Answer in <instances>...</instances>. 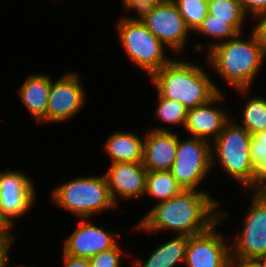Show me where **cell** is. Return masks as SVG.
<instances>
[{
    "label": "cell",
    "instance_id": "6da1fadb",
    "mask_svg": "<svg viewBox=\"0 0 266 267\" xmlns=\"http://www.w3.org/2000/svg\"><path fill=\"white\" fill-rule=\"evenodd\" d=\"M219 203L207 191L183 190L151 207L133 231L156 233L171 230L176 235L189 237L203 233L220 219Z\"/></svg>",
    "mask_w": 266,
    "mask_h": 267
},
{
    "label": "cell",
    "instance_id": "7a4b0ae2",
    "mask_svg": "<svg viewBox=\"0 0 266 267\" xmlns=\"http://www.w3.org/2000/svg\"><path fill=\"white\" fill-rule=\"evenodd\" d=\"M251 30L247 40H243L240 33L206 52L207 66L214 69L226 84L242 95H246L252 87L266 58L265 45L256 31Z\"/></svg>",
    "mask_w": 266,
    "mask_h": 267
},
{
    "label": "cell",
    "instance_id": "3957f363",
    "mask_svg": "<svg viewBox=\"0 0 266 267\" xmlns=\"http://www.w3.org/2000/svg\"><path fill=\"white\" fill-rule=\"evenodd\" d=\"M179 58L150 76L157 95L176 100L189 110L208 103L222 91L203 66Z\"/></svg>",
    "mask_w": 266,
    "mask_h": 267
},
{
    "label": "cell",
    "instance_id": "277c9868",
    "mask_svg": "<svg viewBox=\"0 0 266 267\" xmlns=\"http://www.w3.org/2000/svg\"><path fill=\"white\" fill-rule=\"evenodd\" d=\"M251 136L231 117L220 135L211 142L212 167L218 161L224 173L242 188L257 191V169L250 156Z\"/></svg>",
    "mask_w": 266,
    "mask_h": 267
},
{
    "label": "cell",
    "instance_id": "5b68a950",
    "mask_svg": "<svg viewBox=\"0 0 266 267\" xmlns=\"http://www.w3.org/2000/svg\"><path fill=\"white\" fill-rule=\"evenodd\" d=\"M51 198L58 207L75 214L80 219L117 207L110 195L105 174L80 176L54 187Z\"/></svg>",
    "mask_w": 266,
    "mask_h": 267
},
{
    "label": "cell",
    "instance_id": "8992f818",
    "mask_svg": "<svg viewBox=\"0 0 266 267\" xmlns=\"http://www.w3.org/2000/svg\"><path fill=\"white\" fill-rule=\"evenodd\" d=\"M119 43L134 66L151 76L173 57L165 55V45L137 17L123 16L117 23Z\"/></svg>",
    "mask_w": 266,
    "mask_h": 267
},
{
    "label": "cell",
    "instance_id": "52a82bcc",
    "mask_svg": "<svg viewBox=\"0 0 266 267\" xmlns=\"http://www.w3.org/2000/svg\"><path fill=\"white\" fill-rule=\"evenodd\" d=\"M212 167L211 143L207 140L178 134L176 158L171 174L184 190H199L198 186L209 175Z\"/></svg>",
    "mask_w": 266,
    "mask_h": 267
},
{
    "label": "cell",
    "instance_id": "ba28073f",
    "mask_svg": "<svg viewBox=\"0 0 266 267\" xmlns=\"http://www.w3.org/2000/svg\"><path fill=\"white\" fill-rule=\"evenodd\" d=\"M251 194L243 226L231 243V257L258 259L266 255V191L251 190Z\"/></svg>",
    "mask_w": 266,
    "mask_h": 267
},
{
    "label": "cell",
    "instance_id": "9c48e42d",
    "mask_svg": "<svg viewBox=\"0 0 266 267\" xmlns=\"http://www.w3.org/2000/svg\"><path fill=\"white\" fill-rule=\"evenodd\" d=\"M137 15L167 49L178 54L184 50L191 31L172 0L145 8Z\"/></svg>",
    "mask_w": 266,
    "mask_h": 267
},
{
    "label": "cell",
    "instance_id": "30bf717a",
    "mask_svg": "<svg viewBox=\"0 0 266 267\" xmlns=\"http://www.w3.org/2000/svg\"><path fill=\"white\" fill-rule=\"evenodd\" d=\"M229 215L220 209V219L203 233L189 237L186 267H230L231 244L216 229Z\"/></svg>",
    "mask_w": 266,
    "mask_h": 267
},
{
    "label": "cell",
    "instance_id": "8fae6325",
    "mask_svg": "<svg viewBox=\"0 0 266 267\" xmlns=\"http://www.w3.org/2000/svg\"><path fill=\"white\" fill-rule=\"evenodd\" d=\"M22 171L0 172V215L13 228L15 219L27 214L35 203L33 181Z\"/></svg>",
    "mask_w": 266,
    "mask_h": 267
},
{
    "label": "cell",
    "instance_id": "7c38bea8",
    "mask_svg": "<svg viewBox=\"0 0 266 267\" xmlns=\"http://www.w3.org/2000/svg\"><path fill=\"white\" fill-rule=\"evenodd\" d=\"M86 91L77 72H68L56 81L52 80L47 100L46 123L71 120L84 107Z\"/></svg>",
    "mask_w": 266,
    "mask_h": 267
},
{
    "label": "cell",
    "instance_id": "4fadbf2b",
    "mask_svg": "<svg viewBox=\"0 0 266 267\" xmlns=\"http://www.w3.org/2000/svg\"><path fill=\"white\" fill-rule=\"evenodd\" d=\"M76 226L71 235L64 240L62 253L65 255L90 258L113 248L118 243L119 233L104 230L90 223L88 218L80 219Z\"/></svg>",
    "mask_w": 266,
    "mask_h": 267
},
{
    "label": "cell",
    "instance_id": "5bb4252c",
    "mask_svg": "<svg viewBox=\"0 0 266 267\" xmlns=\"http://www.w3.org/2000/svg\"><path fill=\"white\" fill-rule=\"evenodd\" d=\"M147 172L142 162L111 163L104 174L114 203L144 196Z\"/></svg>",
    "mask_w": 266,
    "mask_h": 267
},
{
    "label": "cell",
    "instance_id": "9a60e30c",
    "mask_svg": "<svg viewBox=\"0 0 266 267\" xmlns=\"http://www.w3.org/2000/svg\"><path fill=\"white\" fill-rule=\"evenodd\" d=\"M223 94L219 92L208 103L188 110L187 120L184 126L187 134L192 137L207 140L210 143L220 135L225 123L231 117L227 111L218 108L215 104L222 101Z\"/></svg>",
    "mask_w": 266,
    "mask_h": 267
},
{
    "label": "cell",
    "instance_id": "2e32d148",
    "mask_svg": "<svg viewBox=\"0 0 266 267\" xmlns=\"http://www.w3.org/2000/svg\"><path fill=\"white\" fill-rule=\"evenodd\" d=\"M156 127L144 133L143 166L148 171L170 170L176 158L178 133Z\"/></svg>",
    "mask_w": 266,
    "mask_h": 267
},
{
    "label": "cell",
    "instance_id": "e0dca14e",
    "mask_svg": "<svg viewBox=\"0 0 266 267\" xmlns=\"http://www.w3.org/2000/svg\"><path fill=\"white\" fill-rule=\"evenodd\" d=\"M52 80L46 73L30 74L17 91L36 123L46 122L47 100Z\"/></svg>",
    "mask_w": 266,
    "mask_h": 267
},
{
    "label": "cell",
    "instance_id": "ac0fdd59",
    "mask_svg": "<svg viewBox=\"0 0 266 267\" xmlns=\"http://www.w3.org/2000/svg\"><path fill=\"white\" fill-rule=\"evenodd\" d=\"M144 139L135 132L121 130L111 134L103 148L110 157V163L142 162Z\"/></svg>",
    "mask_w": 266,
    "mask_h": 267
},
{
    "label": "cell",
    "instance_id": "d6986e66",
    "mask_svg": "<svg viewBox=\"0 0 266 267\" xmlns=\"http://www.w3.org/2000/svg\"><path fill=\"white\" fill-rule=\"evenodd\" d=\"M157 246L146 261L136 257L134 267H176L178 263H185L189 236L176 235Z\"/></svg>",
    "mask_w": 266,
    "mask_h": 267
},
{
    "label": "cell",
    "instance_id": "ffe728a7",
    "mask_svg": "<svg viewBox=\"0 0 266 267\" xmlns=\"http://www.w3.org/2000/svg\"><path fill=\"white\" fill-rule=\"evenodd\" d=\"M244 20H220L214 19V16L207 14L205 19L194 31L202 36L211 37L212 43H208L207 52L217 44L225 42L231 38L236 37L238 34L243 33ZM217 40V41H214ZM210 44V45H209Z\"/></svg>",
    "mask_w": 266,
    "mask_h": 267
},
{
    "label": "cell",
    "instance_id": "44dd1931",
    "mask_svg": "<svg viewBox=\"0 0 266 267\" xmlns=\"http://www.w3.org/2000/svg\"><path fill=\"white\" fill-rule=\"evenodd\" d=\"M183 190L170 170L147 172L144 195L157 199L158 201L155 204L169 200Z\"/></svg>",
    "mask_w": 266,
    "mask_h": 267
},
{
    "label": "cell",
    "instance_id": "7402d4cb",
    "mask_svg": "<svg viewBox=\"0 0 266 267\" xmlns=\"http://www.w3.org/2000/svg\"><path fill=\"white\" fill-rule=\"evenodd\" d=\"M242 110V123L235 120L239 125L247 129L253 136L254 134L266 130V98L250 97L245 102Z\"/></svg>",
    "mask_w": 266,
    "mask_h": 267
},
{
    "label": "cell",
    "instance_id": "603a6c76",
    "mask_svg": "<svg viewBox=\"0 0 266 267\" xmlns=\"http://www.w3.org/2000/svg\"><path fill=\"white\" fill-rule=\"evenodd\" d=\"M158 96V105L155 108L157 120L167 125L185 126L188 109L176 100H171L163 96Z\"/></svg>",
    "mask_w": 266,
    "mask_h": 267
},
{
    "label": "cell",
    "instance_id": "cb8c5ba5",
    "mask_svg": "<svg viewBox=\"0 0 266 267\" xmlns=\"http://www.w3.org/2000/svg\"><path fill=\"white\" fill-rule=\"evenodd\" d=\"M185 20L190 31L194 32L208 14V2L204 0H172Z\"/></svg>",
    "mask_w": 266,
    "mask_h": 267
},
{
    "label": "cell",
    "instance_id": "d4e9b609",
    "mask_svg": "<svg viewBox=\"0 0 266 267\" xmlns=\"http://www.w3.org/2000/svg\"><path fill=\"white\" fill-rule=\"evenodd\" d=\"M208 13L220 20H246L247 17L239 0H209Z\"/></svg>",
    "mask_w": 266,
    "mask_h": 267
},
{
    "label": "cell",
    "instance_id": "484cf974",
    "mask_svg": "<svg viewBox=\"0 0 266 267\" xmlns=\"http://www.w3.org/2000/svg\"><path fill=\"white\" fill-rule=\"evenodd\" d=\"M122 248L117 243L113 248L88 258L90 267H121Z\"/></svg>",
    "mask_w": 266,
    "mask_h": 267
},
{
    "label": "cell",
    "instance_id": "4316f807",
    "mask_svg": "<svg viewBox=\"0 0 266 267\" xmlns=\"http://www.w3.org/2000/svg\"><path fill=\"white\" fill-rule=\"evenodd\" d=\"M250 156L252 164L258 169L266 159V130L260 131L250 140Z\"/></svg>",
    "mask_w": 266,
    "mask_h": 267
},
{
    "label": "cell",
    "instance_id": "83f0119b",
    "mask_svg": "<svg viewBox=\"0 0 266 267\" xmlns=\"http://www.w3.org/2000/svg\"><path fill=\"white\" fill-rule=\"evenodd\" d=\"M245 14L257 18L266 12V0H239Z\"/></svg>",
    "mask_w": 266,
    "mask_h": 267
},
{
    "label": "cell",
    "instance_id": "f1b7e54d",
    "mask_svg": "<svg viewBox=\"0 0 266 267\" xmlns=\"http://www.w3.org/2000/svg\"><path fill=\"white\" fill-rule=\"evenodd\" d=\"M167 1L169 0H122L125 10H136L137 14L145 8L152 7L156 4L164 3Z\"/></svg>",
    "mask_w": 266,
    "mask_h": 267
},
{
    "label": "cell",
    "instance_id": "f546056e",
    "mask_svg": "<svg viewBox=\"0 0 266 267\" xmlns=\"http://www.w3.org/2000/svg\"><path fill=\"white\" fill-rule=\"evenodd\" d=\"M15 237H0V267H5L10 261V250Z\"/></svg>",
    "mask_w": 266,
    "mask_h": 267
},
{
    "label": "cell",
    "instance_id": "4dcf8cb0",
    "mask_svg": "<svg viewBox=\"0 0 266 267\" xmlns=\"http://www.w3.org/2000/svg\"><path fill=\"white\" fill-rule=\"evenodd\" d=\"M64 267H90L88 258L73 257L63 253Z\"/></svg>",
    "mask_w": 266,
    "mask_h": 267
},
{
    "label": "cell",
    "instance_id": "1f68e13d",
    "mask_svg": "<svg viewBox=\"0 0 266 267\" xmlns=\"http://www.w3.org/2000/svg\"><path fill=\"white\" fill-rule=\"evenodd\" d=\"M256 20L257 23L253 26V29L266 47V12L260 14Z\"/></svg>",
    "mask_w": 266,
    "mask_h": 267
},
{
    "label": "cell",
    "instance_id": "d6a6232c",
    "mask_svg": "<svg viewBox=\"0 0 266 267\" xmlns=\"http://www.w3.org/2000/svg\"><path fill=\"white\" fill-rule=\"evenodd\" d=\"M230 267H261L258 259L231 257Z\"/></svg>",
    "mask_w": 266,
    "mask_h": 267
},
{
    "label": "cell",
    "instance_id": "836d02e7",
    "mask_svg": "<svg viewBox=\"0 0 266 267\" xmlns=\"http://www.w3.org/2000/svg\"><path fill=\"white\" fill-rule=\"evenodd\" d=\"M257 191H266V159L257 169Z\"/></svg>",
    "mask_w": 266,
    "mask_h": 267
},
{
    "label": "cell",
    "instance_id": "e575fe53",
    "mask_svg": "<svg viewBox=\"0 0 266 267\" xmlns=\"http://www.w3.org/2000/svg\"><path fill=\"white\" fill-rule=\"evenodd\" d=\"M12 230H13L12 227L0 215V237H16V236H14Z\"/></svg>",
    "mask_w": 266,
    "mask_h": 267
},
{
    "label": "cell",
    "instance_id": "d590c367",
    "mask_svg": "<svg viewBox=\"0 0 266 267\" xmlns=\"http://www.w3.org/2000/svg\"><path fill=\"white\" fill-rule=\"evenodd\" d=\"M258 260L261 263V267H266V255L259 257Z\"/></svg>",
    "mask_w": 266,
    "mask_h": 267
},
{
    "label": "cell",
    "instance_id": "8d00e7d4",
    "mask_svg": "<svg viewBox=\"0 0 266 267\" xmlns=\"http://www.w3.org/2000/svg\"><path fill=\"white\" fill-rule=\"evenodd\" d=\"M9 264H10V262H8L7 265H6L5 267H10ZM16 267H27V265L25 266V265H22V264H21V265H18V266H16Z\"/></svg>",
    "mask_w": 266,
    "mask_h": 267
}]
</instances>
